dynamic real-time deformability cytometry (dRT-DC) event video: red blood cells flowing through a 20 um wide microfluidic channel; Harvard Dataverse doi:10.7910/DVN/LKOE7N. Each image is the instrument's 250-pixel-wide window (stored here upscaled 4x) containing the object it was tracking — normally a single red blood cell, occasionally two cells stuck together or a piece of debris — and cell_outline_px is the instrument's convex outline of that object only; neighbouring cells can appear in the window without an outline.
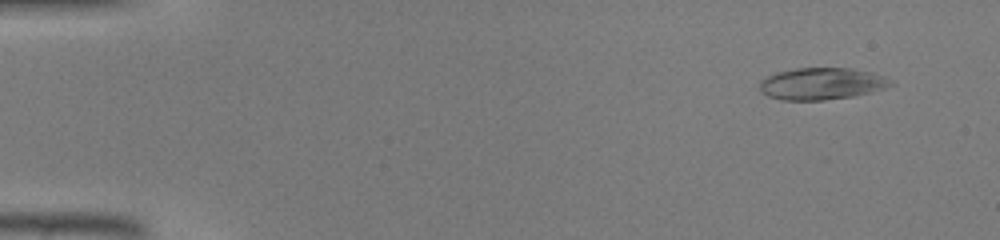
{"species": "common noctule bat (a hibernating species)", "species_latin": "Nyctalus noctula", "temperature_condition": "warm", "stored_images_in_passage": 45, "camera_frame_rate_fps": 3000, "um_per_image_px": 0.085, "animal": {"sex": "male", "body_mass_g": 19.0, "forearm_length_mm": 50.8}, "frame": {"image": 1, "passage_image": 4, "time_ms": 1.0, "image_size_px": [1000, 240], "cell_outline_px": [[896, 84], [888, 88], [852, 96], [824, 100], [784, 100], [768, 96], [760, 92], [760, 80], [776, 72], [796, 68], [852, 68], [884, 76]], "centroid_in_image_um": [69.84, 7.11], "position_along_channel_um": 15.2, "area_um2": 24.39}}
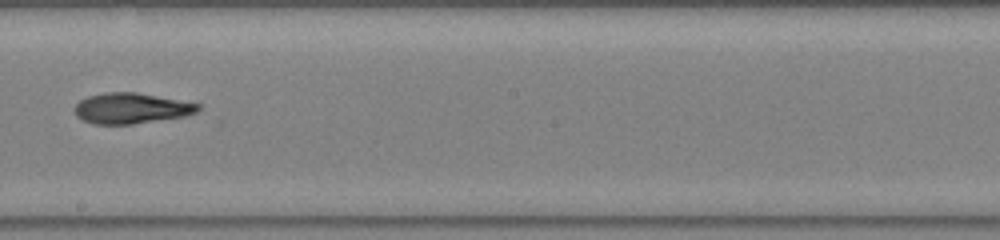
{"frame": {"image": 2, "passage_image": 27, "time_ms": 8.667, "image_size_px": [1000, 240], "cell_outline_px": [[200, 108], [196, 112], [184, 116], [132, 124], [96, 124], [84, 120], [76, 116], [76, 104], [80, 100], [88, 96], [104, 92], [136, 92], [200, 104]], "centroid_in_image_um": [11.14, 9.2], "position_along_channel_um": 237.1, "area_um2": 21.73}}
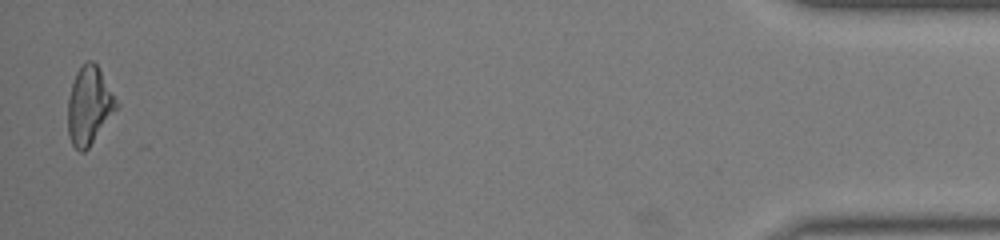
{"frame": {"image": 3, "passage_image": 45, "time_ms": 14.667, "image_size_px": [1000, 240], "cell_outline_px": [[120, 104], [88, 148], [84, 152], [80, 152], [72, 144], [68, 136], [68, 100], [72, 84], [76, 72], [88, 60], [92, 60], [96, 64]], "centroid_in_image_um": [7.58, 8.99], "position_along_channel_um": 427.6, "area_um2": 21.73}}